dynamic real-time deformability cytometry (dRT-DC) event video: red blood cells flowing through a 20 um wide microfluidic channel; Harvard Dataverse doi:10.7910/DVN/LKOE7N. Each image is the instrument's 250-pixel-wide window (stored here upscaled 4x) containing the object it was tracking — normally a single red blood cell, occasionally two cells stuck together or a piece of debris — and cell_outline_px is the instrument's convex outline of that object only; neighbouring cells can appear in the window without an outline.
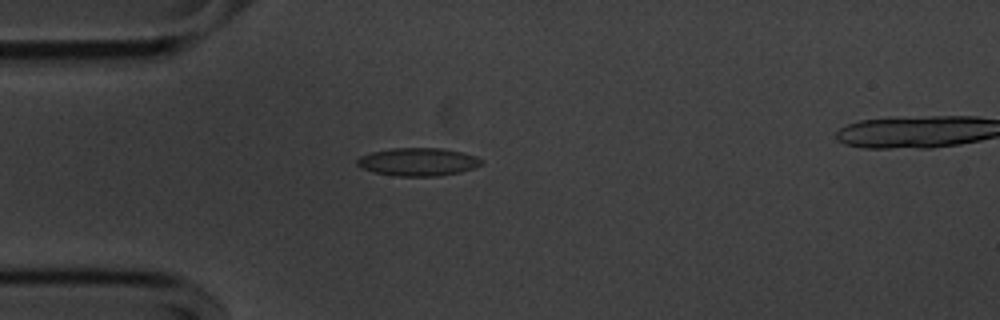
{"species": "common noctule bat (a hibernating species)", "species_latin": "Nyctalus noctula", "temperature_condition": "cold", "stored_images_in_passage": 55, "camera_frame_rate_fps": 3000, "um_per_image_px": 0.085, "animal": {"sex": "male", "body_mass_g": 20.1, "forearm_length_mm": 53.5}, "frame": {"image": 1, "passage_image": 15, "time_ms": 4.667, "image_size_px": [1000, 320], "cell_outline_px": [[484, 160], [480, 164], [472, 168], [460, 172], [440, 176], [392, 176], [376, 172], [364, 168], [356, 164], [356, 160], [360, 156], [372, 152], [392, 148], [444, 148], [476, 156]], "centroid_in_image_um": [35.53, 13.76], "position_along_channel_um": 49.5, "area_um2": 20.17}}
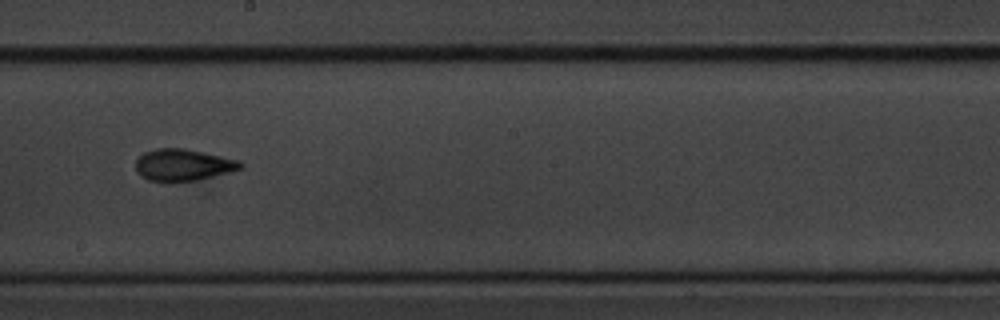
{"frame": {"image": 2, "passage_image": 31, "time_ms": 10.0, "image_size_px": [1000, 320], "cell_outline_px": [[244, 168], [232, 172], [196, 180], [168, 184], [148, 180], [140, 176], [136, 172], [136, 160], [144, 152], [156, 148], [184, 148], [240, 160], [244, 164]], "centroid_in_image_um": [15.56, 14.05], "position_along_channel_um": 232.6, "area_um2": 20.0}}
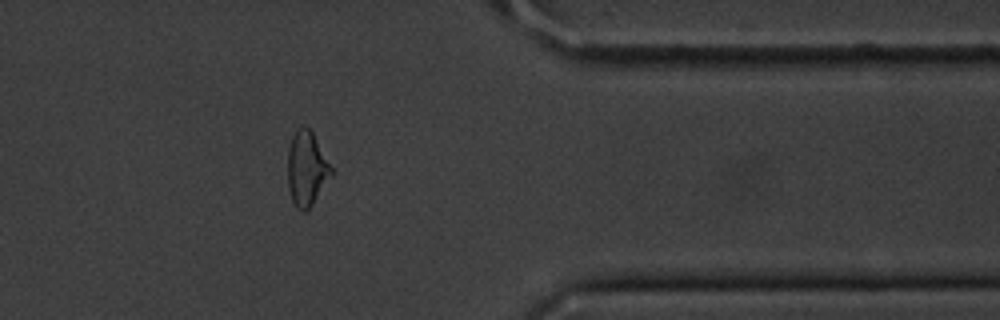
{"frame": {"image": 3, "passage_image": 45, "time_ms": 14.667, "image_size_px": [1000, 320], "cell_outline_px": [[332, 176], [312, 204], [304, 212], [300, 212], [296, 208], [292, 200], [288, 188], [288, 148], [292, 136], [300, 128], [308, 128], [312, 132], [332, 168]], "centroid_in_image_um": [26.05, 14.38], "position_along_channel_um": 385.3, "area_um2": 18.61}, "authors_computed_cell_mechanics": {"area_um2": 18.8428, "velocity_mm_per_s": 3.6014, "shape_relaxation_time_tau1_ms": 4.9799, "shape_relaxation_time_tau2_ms": 2.3911, "deformation_change_tau1": 0.1278, "deformation_change_tau2": 0.0699}}